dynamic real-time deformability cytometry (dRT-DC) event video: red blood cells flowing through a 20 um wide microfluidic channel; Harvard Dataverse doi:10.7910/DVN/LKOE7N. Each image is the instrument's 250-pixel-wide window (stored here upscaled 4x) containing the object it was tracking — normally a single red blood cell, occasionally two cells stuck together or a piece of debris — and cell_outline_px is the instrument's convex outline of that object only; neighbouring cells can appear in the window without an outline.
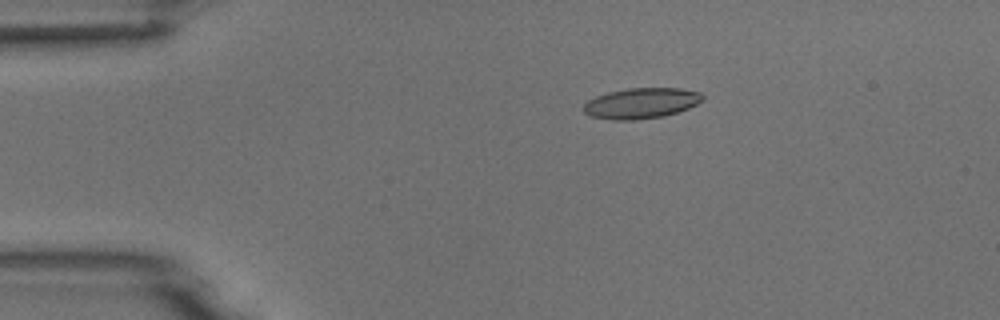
{"species": "common noctule bat (a hibernating species)", "species_latin": "Nyctalus noctula", "temperature_condition": "room temperature", "stored_images_in_passage": 5, "camera_frame_rate_fps": 3000, "um_per_image_px": 0.085, "animal": {"sex": "male", "body_mass_g": 18.8}, "frame": {"image": 1, "passage_image": 3, "time_ms": 2.333, "image_size_px": [1000, 320], "cell_outline_px": [[704, 100], [688, 108], [664, 116], [636, 120], [612, 120], [588, 116], [584, 112], [584, 104], [588, 100], [596, 96], [608, 92], [628, 88], [680, 88], [700, 92], [704, 96]], "centroid_in_image_um": [54.49, 8.77], "position_along_channel_um": 30.5, "area_um2": 21.33}}